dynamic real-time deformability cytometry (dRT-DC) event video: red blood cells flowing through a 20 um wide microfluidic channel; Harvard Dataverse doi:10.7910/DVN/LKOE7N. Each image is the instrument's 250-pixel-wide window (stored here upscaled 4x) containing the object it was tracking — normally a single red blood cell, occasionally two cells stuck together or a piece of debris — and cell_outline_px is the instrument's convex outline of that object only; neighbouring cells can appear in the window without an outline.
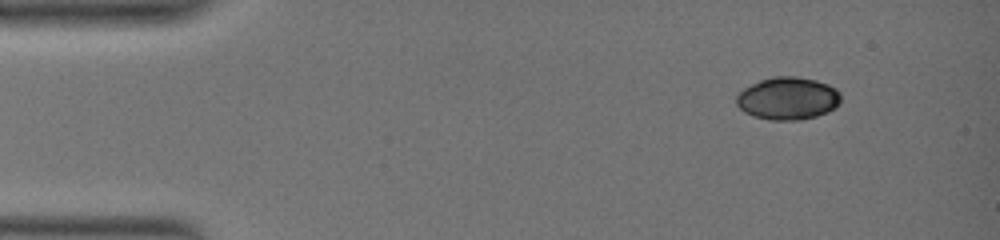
{"species": "common noctule bat (a hibernating species)", "species_latin": "Nyctalus noctula", "temperature_condition": "warm", "stored_images_in_passage": 9, "camera_frame_rate_fps": 3000, "um_per_image_px": 0.085, "animal": {"sex": "female", "body_mass_g": 19.0, "forearm_length_mm": 51.5}, "frame": {"image": 1, "passage_image": 1, "time_ms": 0.0, "image_size_px": [1000, 240], "cell_outline_px": [[840, 104], [836, 108], [828, 112], [816, 116], [800, 120], [768, 120], [752, 116], [744, 112], [736, 104], [736, 96], [744, 88], [760, 80], [772, 76], [796, 76], [816, 80], [828, 84], [836, 88], [840, 92]], "centroid_in_image_um": [66.98, 8.37], "position_along_channel_um": 18.0, "area_um2": 26.24}}